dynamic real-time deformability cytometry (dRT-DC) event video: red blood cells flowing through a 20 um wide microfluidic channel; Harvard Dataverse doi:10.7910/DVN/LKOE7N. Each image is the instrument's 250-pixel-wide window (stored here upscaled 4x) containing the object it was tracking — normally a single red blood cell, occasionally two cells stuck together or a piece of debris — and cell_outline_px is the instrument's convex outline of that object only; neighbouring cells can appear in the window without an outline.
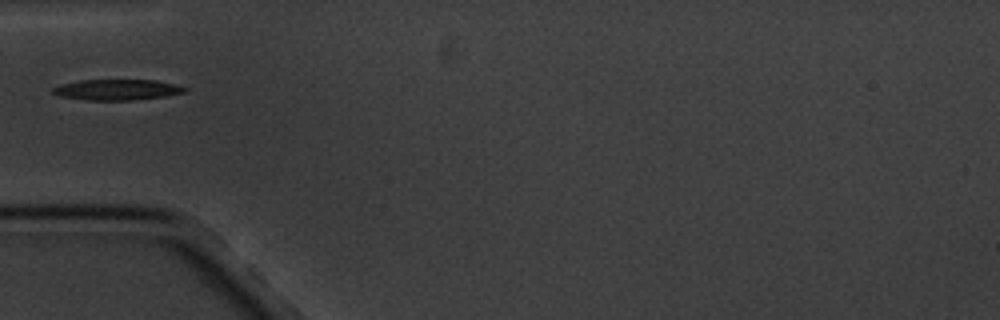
{"species": "common noctule bat (a hibernating species)", "species_latin": "Nyctalus noctula", "temperature_condition": "cold", "stored_images_in_passage": 13, "segment_of_instrument_passage": [2, 2], "camera_frame_rate_fps": 3000, "um_per_image_px": 0.085, "animal": {"sex": "male", "body_mass_g": 20.1, "forearm_length_mm": 53.5}, "frame": {"image": 1, "passage_image": 6, "time_ms": 6.0, "image_size_px": [1000, 320], "cell_outline_px": [[188, 88], [184, 92], [164, 96], [136, 100], [84, 100], [60, 96], [52, 92], [52, 88], [60, 84], [80, 80], [156, 80], [176, 84]], "centroid_in_image_um": [9.94, 7.62], "position_along_channel_um": 75.1, "area_um2": 15.95}}
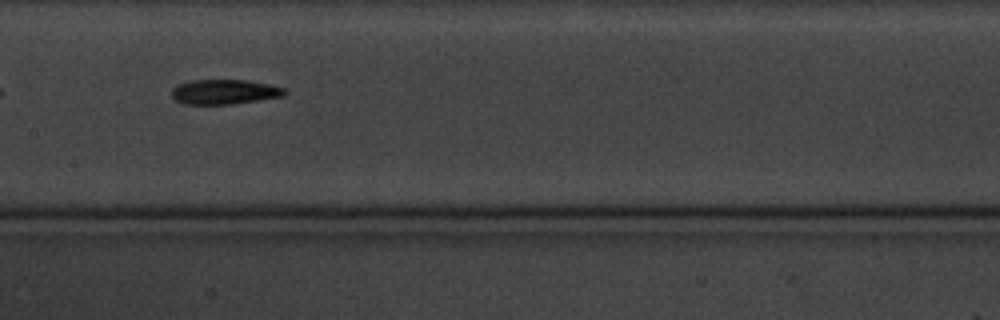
{"frame": {"image": 2, "passage_image": 9, "time_ms": 9.333, "image_size_px": [1000, 320], "cell_outline_px": [[288, 92], [284, 96], [232, 104], [184, 104], [176, 100], [172, 96], [172, 88], [176, 84], [192, 80], [244, 80], [268, 84], [284, 88]], "centroid_in_image_um": [19.06, 7.8], "position_along_channel_um": 188.3, "area_um2": 16.3}}
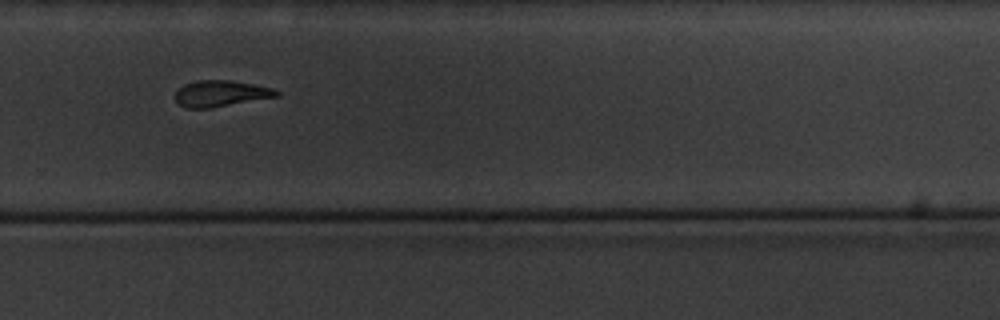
{"frame": {"image": 3, "passage_image": 12, "time_ms": 13.0, "image_size_px": [1000, 320], "cell_outline_px": [[280, 96], [212, 108], [188, 108], [180, 104], [176, 100], [176, 92], [184, 84], [196, 80], [228, 80], [252, 84], [272, 88], [280, 92]], "centroid_in_image_um": [18.79, 7.95], "position_along_channel_um": 311.0, "area_um2": 15.37}}